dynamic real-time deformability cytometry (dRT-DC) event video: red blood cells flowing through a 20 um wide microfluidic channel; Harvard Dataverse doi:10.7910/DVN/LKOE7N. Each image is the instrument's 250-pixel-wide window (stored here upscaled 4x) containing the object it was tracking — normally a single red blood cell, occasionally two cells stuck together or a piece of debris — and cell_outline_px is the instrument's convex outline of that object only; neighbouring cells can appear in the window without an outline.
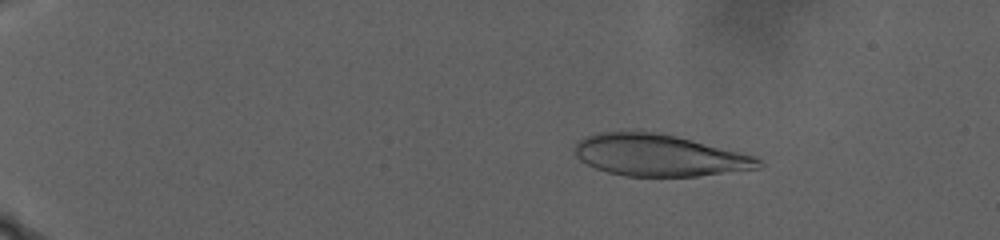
{"species": "human", "species_latin": "Homo sapiens", "temperature_condition": "warm", "stored_images_in_passage": 102, "camera_frame_rate_fps": 3000, "um_per_image_px": 0.085, "donor": {"sex": "male"}, "frame": {"image": 1, "passage_image": 19, "time_ms": 6.0, "image_size_px": [1000, 240], "cell_outline_px": [[764, 164], [760, 168], [696, 176], [624, 176], [608, 172], [596, 168], [580, 160], [576, 156], [572, 148], [576, 140], [584, 136], [596, 132], [660, 132], [756, 156]], "centroid_in_image_um": [55.97, 13.19], "position_along_channel_um": 29.0, "area_um2": 44.74}}
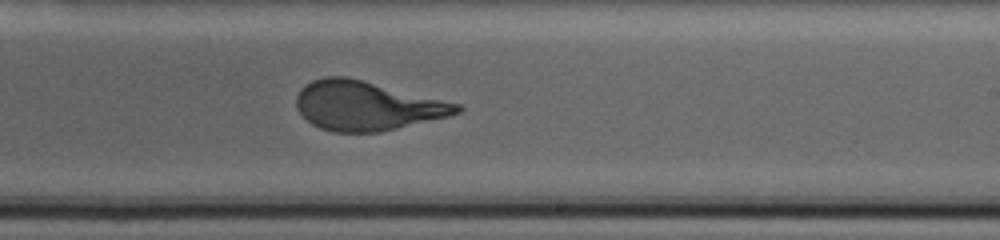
{"frame": {"image": 2, "passage_image": 68, "time_ms": 22.333, "image_size_px": [1000, 240], "cell_outline_px": [[464, 108], [460, 112], [448, 116], [380, 132], [332, 132], [320, 128], [312, 124], [300, 112], [296, 104], [296, 96], [300, 88], [312, 80], [324, 76], [344, 76], [460, 104]], "centroid_in_image_um": [31.14, 8.99], "position_along_channel_um": 257.9, "area_um2": 45.49}}
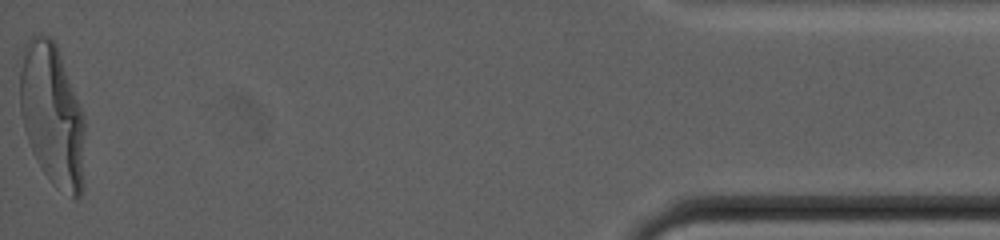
{"frame": {"image": 3, "passage_image": 102, "time_ms": 33.667, "image_size_px": [1000, 240], "cell_outline_px": [[84, 132], [80, 196], [72, 200], [56, 188], [52, 184], [36, 160], [32, 152], [24, 128], [20, 112], [20, 72], [24, 44], [36, 32], [40, 32], [48, 36], [56, 44], [84, 116]], "centroid_in_image_um": [4.41, 9.75], "position_along_channel_um": 430.8, "area_um2": 53.58}, "authors_computed_cell_mechanics": {"area_um2": 46.8758, "velocity_mm_per_s": 2.1647, "shape_relaxation_time_tau1_ms": 10.4999, "shape_relaxation_time_tau2_ms": null, "deformation_change_tau1": 0.2932, "deformation_change_tau2": null}}